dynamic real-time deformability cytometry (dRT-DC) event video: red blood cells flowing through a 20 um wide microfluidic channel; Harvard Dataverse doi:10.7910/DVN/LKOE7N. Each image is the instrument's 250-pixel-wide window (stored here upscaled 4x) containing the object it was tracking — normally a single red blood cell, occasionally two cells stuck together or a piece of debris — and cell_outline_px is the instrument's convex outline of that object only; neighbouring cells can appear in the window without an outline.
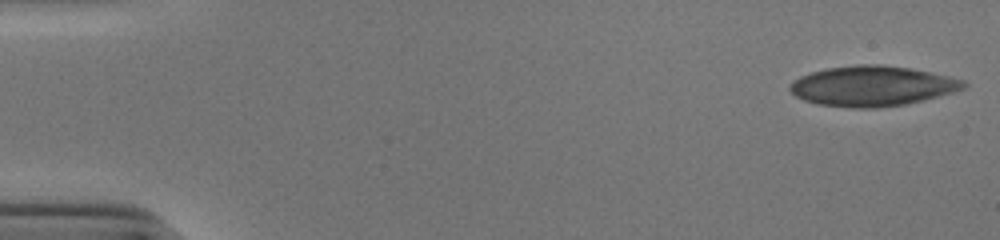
{"species": "human", "species_latin": "Homo sapiens", "temperature_condition": "cold", "stored_images_in_passage": 52, "camera_frame_rate_fps": 3000, "um_per_image_px": 0.085, "donor": {"sex": "male"}, "frame": {"image": 1, "passage_image": 1, "time_ms": 0.0, "image_size_px": [1000, 240], "cell_outline_px": [[968, 84], [964, 88], [952, 92], [924, 100], [904, 104], [876, 108], [856, 108], [816, 104], [804, 100], [796, 96], [788, 88], [792, 80], [800, 76], [812, 72], [828, 68], [856, 64], [880, 64], [908, 68], [948, 76], [964, 80]], "centroid_in_image_um": [74.11, 7.31], "position_along_channel_um": 10.9, "area_um2": 40.52}}
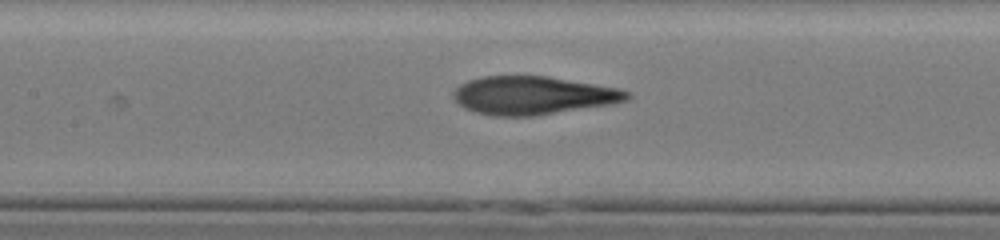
{"frame": {"image": 2, "passage_image": 24, "time_ms": 7.667, "image_size_px": [1000, 240], "cell_outline_px": [[632, 96], [628, 100], [612, 104], [532, 116], [492, 116], [476, 112], [464, 108], [452, 96], [452, 92], [460, 84], [468, 80], [480, 76], [548, 76], [620, 88], [628, 92]], "centroid_in_image_um": [45.3, 8.1], "position_along_channel_um": 162.1, "area_um2": 38.78}}
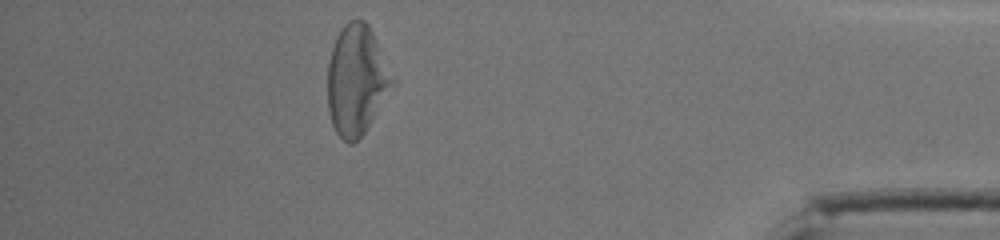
{"frame": {"image": 3, "passage_image": 46, "time_ms": 15.0, "image_size_px": [1000, 240], "cell_outline_px": [[396, 84], [364, 132], [352, 144], [348, 144], [336, 132], [332, 124], [328, 108], [328, 60], [336, 36], [340, 28], [348, 20], [364, 20], [368, 24], [396, 80]], "centroid_in_image_um": [30.32, 6.8], "position_along_channel_um": 404.9, "area_um2": 41.56}}